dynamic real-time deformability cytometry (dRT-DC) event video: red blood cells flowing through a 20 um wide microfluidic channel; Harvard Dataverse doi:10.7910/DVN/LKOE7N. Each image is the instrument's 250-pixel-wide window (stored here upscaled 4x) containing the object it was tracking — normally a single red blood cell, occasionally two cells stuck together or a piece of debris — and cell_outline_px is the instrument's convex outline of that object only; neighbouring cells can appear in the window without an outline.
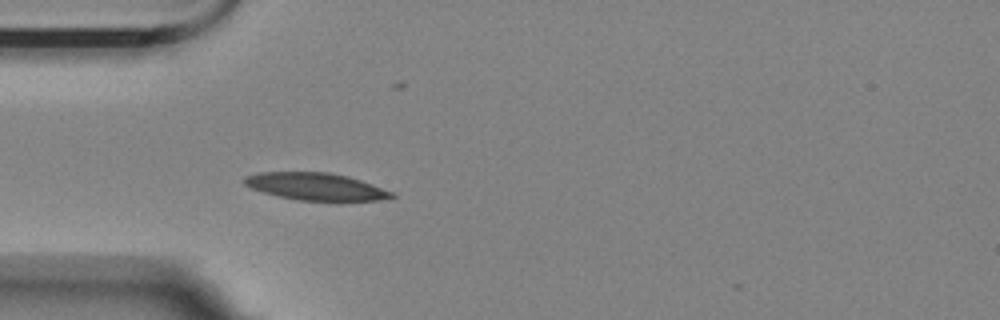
{"species": "Egyptian fruit bat (a non-hibernating species)", "species_latin": "Rousettus aegyptiacus", "temperature_condition": "room temperature", "stored_images_in_passage": 22, "camera_frame_rate_fps": 3000, "um_per_image_px": 0.085, "animal": {"sex": "female"}, "frame": {"image": 1, "passage_image": 1, "time_ms": 0.0, "image_size_px": [1000, 320], "cell_outline_px": [[396, 196], [388, 200], [300, 200], [276, 196], [252, 188], [244, 184], [244, 176], [260, 172], [328, 172], [348, 176], [396, 192]], "centroid_in_image_um": [26.89, 15.85], "position_along_channel_um": 58.1, "area_um2": 23.41}}
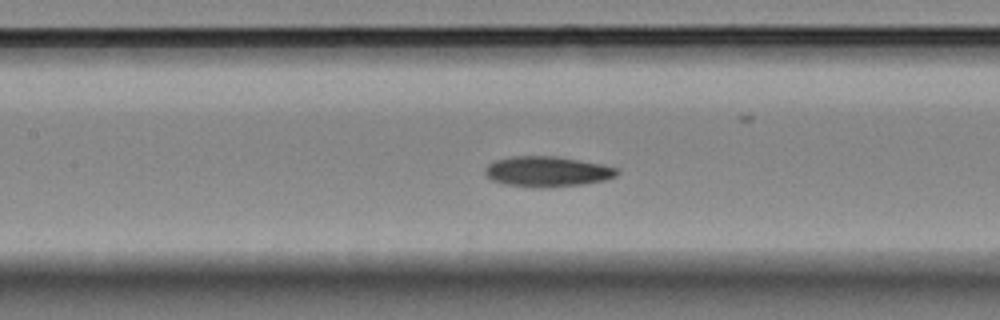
{"frame": {"image": 2, "passage_image": 10, "time_ms": 3.0, "image_size_px": [1000, 320], "cell_outline_px": [[620, 172], [616, 176], [604, 180], [584, 184], [544, 188], [540, 188], [504, 184], [492, 180], [484, 172], [484, 168], [492, 160], [512, 156], [560, 156], [604, 164], [620, 168]], "centroid_in_image_um": [46.54, 14.57], "position_along_channel_um": 160.9, "area_um2": 23.81}}
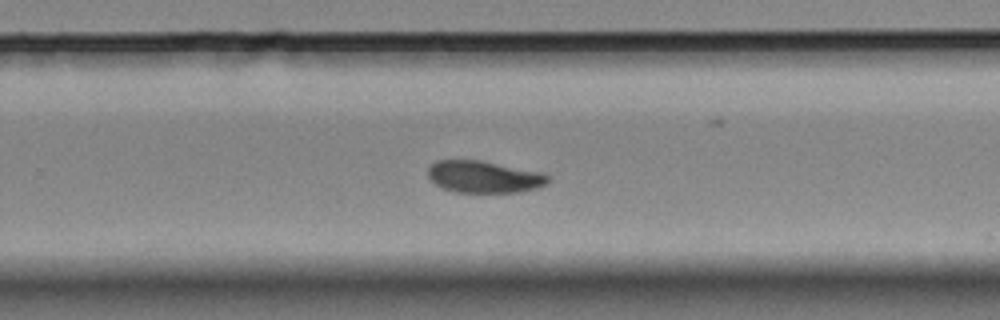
{"frame": {"image": 3, "passage_image": 21, "time_ms": 6.667, "image_size_px": [1000, 320], "cell_outline_px": [[548, 184], [540, 188], [520, 192], [456, 192], [440, 188], [428, 176], [428, 168], [436, 160], [480, 160], [544, 172], [548, 176]], "centroid_in_image_um": [41.17, 15.03], "position_along_channel_um": 288.6, "area_um2": 22.6}}